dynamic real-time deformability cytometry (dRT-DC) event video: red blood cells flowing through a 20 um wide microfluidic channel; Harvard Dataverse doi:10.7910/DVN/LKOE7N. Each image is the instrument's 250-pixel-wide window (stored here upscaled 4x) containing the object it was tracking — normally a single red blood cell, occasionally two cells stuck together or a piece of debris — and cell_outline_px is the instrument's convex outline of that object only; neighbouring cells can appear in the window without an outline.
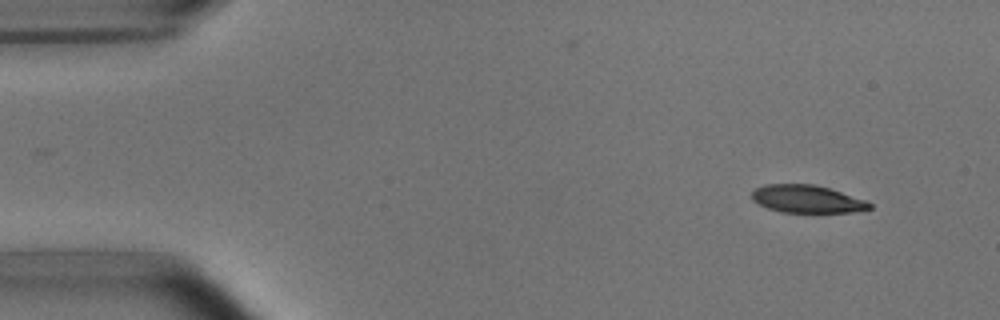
{"species": "common noctule bat (a hibernating species)", "species_latin": "Nyctalus noctula", "temperature_condition": "room temperature", "stored_images_in_passage": 5, "segment_of_instrument_passage": [2, 2], "camera_frame_rate_fps": 3000, "um_per_image_px": 0.085, "animal": {"sex": "male", "body_mass_g": 15.6}, "frame": {"image": 1, "passage_image": 5, "time_ms": 5.667, "image_size_px": [1000, 320], "cell_outline_px": [[872, 208], [860, 212], [784, 212], [768, 208], [752, 200], [752, 192], [756, 188], [764, 184], [812, 184], [828, 188], [864, 200], [872, 204]], "centroid_in_image_um": [68.6, 16.92], "position_along_channel_um": 16.4, "area_um2": 18.79}}